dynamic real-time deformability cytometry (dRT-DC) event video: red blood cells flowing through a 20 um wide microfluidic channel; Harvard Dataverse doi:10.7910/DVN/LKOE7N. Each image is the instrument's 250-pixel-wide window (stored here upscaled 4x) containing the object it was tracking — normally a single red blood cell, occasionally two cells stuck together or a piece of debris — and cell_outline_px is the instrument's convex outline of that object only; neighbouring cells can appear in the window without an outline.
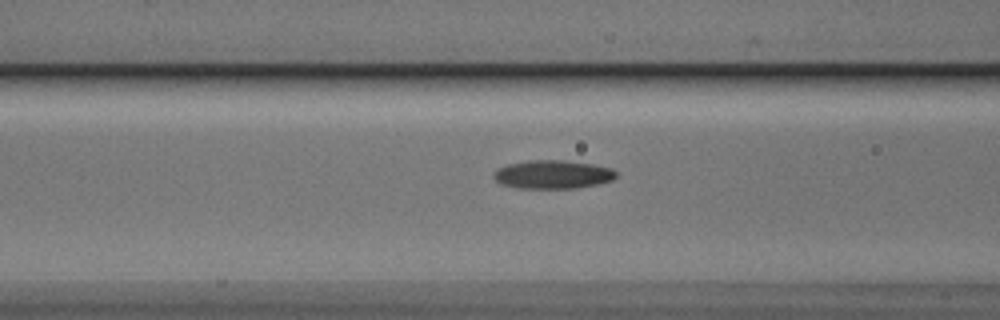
{"species": "Egyptian fruit bat (a non-hibernating species)", "species_latin": "Rousettus aegyptiacus", "temperature_condition": "cold", "stored_images_in_passage": 39, "segment_of_instrument_passage": [1, 2], "camera_frame_rate_fps": 3000, "um_per_image_px": 0.085, "animal": {"sex": "male"}, "frame": {"image": 1, "passage_image": 6, "time_ms": 1.667, "image_size_px": [1000, 320], "cell_outline_px": [[616, 176], [612, 180], [596, 184], [576, 188], [520, 188], [500, 184], [492, 176], [492, 172], [496, 168], [508, 164], [528, 160], [564, 160], [592, 164], [612, 168], [616, 172]], "centroid_in_image_um": [46.93, 14.82], "position_along_channel_um": 119.7, "area_um2": 20.4}}
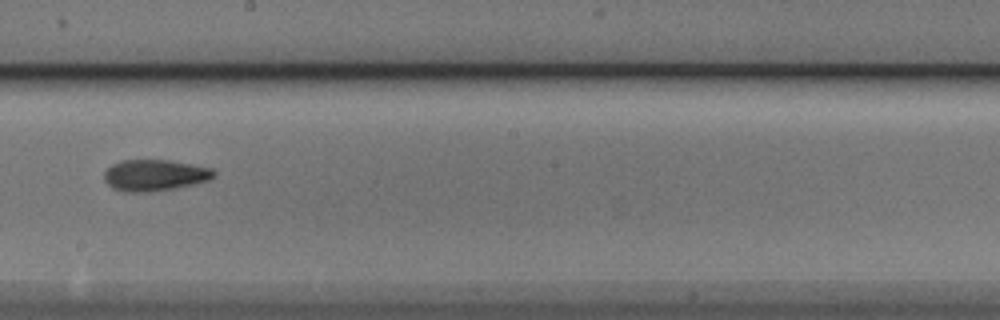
{"frame": {"image": 2, "passage_image": 15, "time_ms": 4.667, "image_size_px": [1000, 320], "cell_outline_px": [[216, 176], [208, 180], [196, 184], [148, 192], [128, 192], [112, 188], [104, 180], [104, 172], [112, 164], [120, 160], [168, 160], [192, 164], [212, 168], [216, 172]], "centroid_in_image_um": [13.16, 14.89], "position_along_channel_um": 235.0, "area_um2": 20.06}}
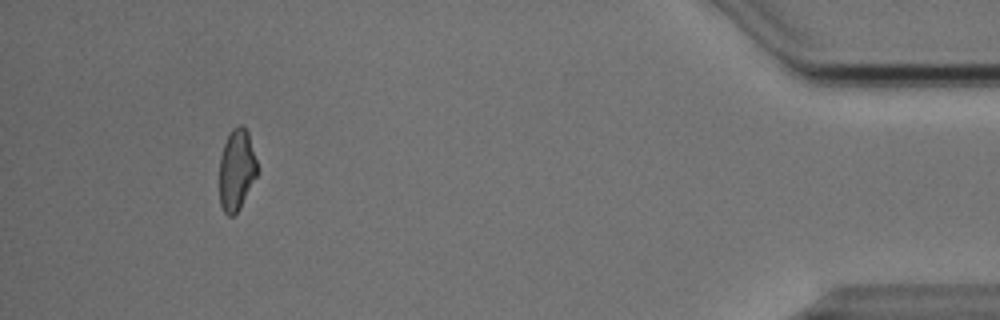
{"frame": {"image": 3, "passage_image": 34, "time_ms": 11.0, "image_size_px": [1000, 320], "cell_outline_px": [[256, 176], [240, 208], [232, 216], [228, 216], [224, 212], [220, 204], [220, 156], [224, 144], [232, 128], [240, 124], [244, 124], [248, 132], [256, 160]], "centroid_in_image_um": [20.1, 14.42], "position_along_channel_um": 415.1, "area_um2": 17.69}}